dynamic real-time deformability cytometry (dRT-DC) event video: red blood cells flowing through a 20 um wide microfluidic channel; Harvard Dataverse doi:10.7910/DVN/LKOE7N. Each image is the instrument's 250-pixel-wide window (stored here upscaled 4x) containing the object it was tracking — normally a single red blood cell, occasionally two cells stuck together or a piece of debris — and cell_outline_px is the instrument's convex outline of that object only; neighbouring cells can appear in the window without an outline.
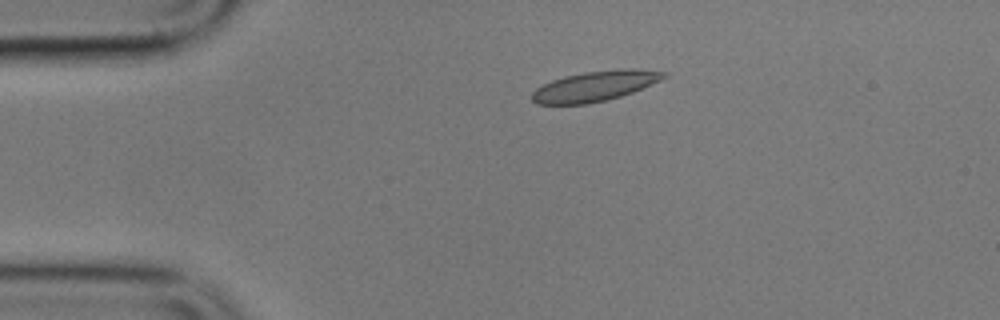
{"species": "common noctule bat (a hibernating species)", "species_latin": "Nyctalus noctula", "temperature_condition": "cold", "stored_images_in_passage": 3, "camera_frame_rate_fps": 3000, "um_per_image_px": 0.085, "animal": {"sex": "male", "body_mass_g": 17.9}, "frame": {"image": 1, "passage_image": 2, "time_ms": 2.0, "image_size_px": [1000, 320], "cell_outline_px": [[668, 76], [660, 80], [632, 92], [620, 96], [588, 104], [536, 104], [532, 100], [532, 92], [536, 88], [552, 80], [564, 76], [584, 72], [624, 68], [636, 68], [668, 72]], "centroid_in_image_um": [50.58, 7.31], "position_along_channel_um": 34.4, "area_um2": 23.12}}